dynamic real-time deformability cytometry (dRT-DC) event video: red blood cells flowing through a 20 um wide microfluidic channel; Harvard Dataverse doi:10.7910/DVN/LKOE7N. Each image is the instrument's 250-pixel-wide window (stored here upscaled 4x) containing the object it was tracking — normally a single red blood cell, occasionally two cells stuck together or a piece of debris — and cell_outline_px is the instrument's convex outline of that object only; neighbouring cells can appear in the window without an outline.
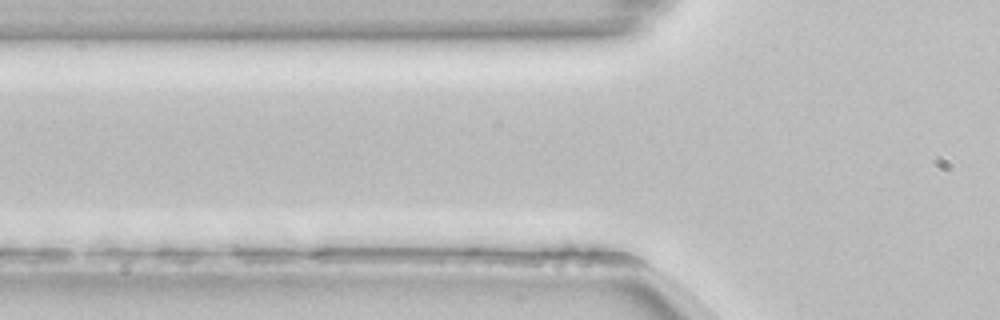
{"species": "common noctule bat (a hibernating species)", "species_latin": "Nyctalus noctula", "temperature_condition": "room temperature", "stored_images_in_passage": 2, "camera_frame_rate_fps": 3000, "um_per_image_px": 0.085, "animal": {"sex": "female", "body_mass_g": 22.7, "forearm_length_mm": 54.2}, "frame": {"image": 1, "passage_image": 2, "time_ms": 0.333, "image_size_px": [1000, 320], "cell_outline_px": [[632, 260], [628, 264], [584, 264], [504, 256], [568, 244], [624, 256]], "centroid_in_image_um": [48.8, 21.73], "position_along_channel_um": 77.0, "area_um2": 10.12}}